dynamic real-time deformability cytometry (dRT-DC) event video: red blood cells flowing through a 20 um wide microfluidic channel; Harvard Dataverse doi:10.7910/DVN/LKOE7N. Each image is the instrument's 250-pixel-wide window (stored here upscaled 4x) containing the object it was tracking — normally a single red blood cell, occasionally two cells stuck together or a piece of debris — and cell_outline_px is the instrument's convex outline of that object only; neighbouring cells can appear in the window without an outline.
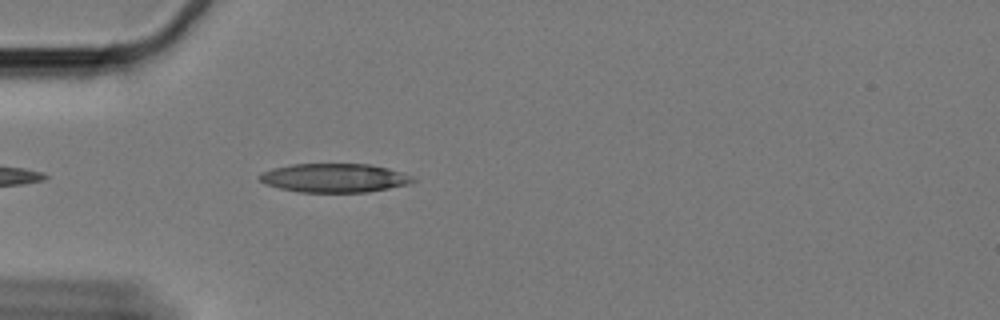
{"species": "Egyptian fruit bat (a non-hibernating species)", "species_latin": "Rousettus aegyptiacus", "temperature_condition": "cold", "stored_images_in_passage": 31, "camera_frame_rate_fps": 3000, "um_per_image_px": 0.085, "animal": {"sex": "female"}, "frame": {"image": 1, "passage_image": 4, "time_ms": 1.0, "image_size_px": [1000, 320], "cell_outline_px": [[416, 180], [408, 184], [368, 192], [300, 192], [280, 188], [268, 184], [260, 180], [256, 176], [260, 172], [272, 168], [292, 164], [368, 164], [388, 168], [412, 176]], "centroid_in_image_um": [28.39, 15.12], "position_along_channel_um": 56.6, "area_um2": 25.66}}
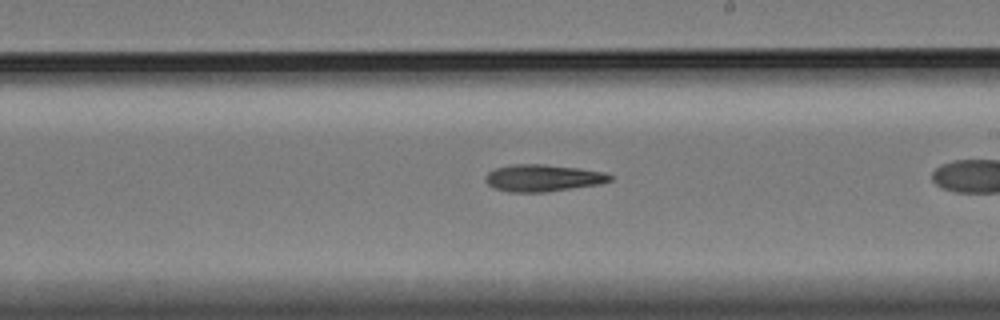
{"frame": {"image": 2, "passage_image": 18, "time_ms": 5.667, "image_size_px": [1000, 320], "cell_outline_px": [[612, 180], [600, 184], [544, 192], [508, 192], [496, 188], [488, 184], [484, 180], [484, 176], [488, 172], [496, 168], [512, 164], [544, 164], [580, 168], [604, 172], [612, 176]], "centroid_in_image_um": [46.13, 15.12], "position_along_channel_um": 242.9, "area_um2": 19.59}}
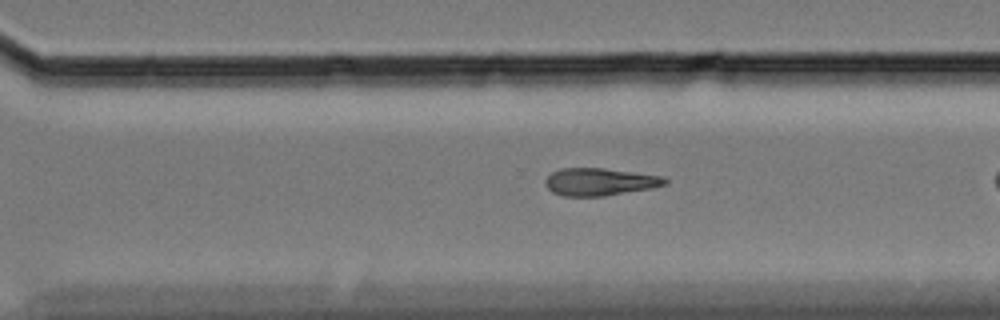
{"frame": {"image": 3, "passage_image": 25, "time_ms": 8.0, "image_size_px": [1000, 320], "cell_outline_px": [[668, 184], [652, 188], [604, 196], [564, 196], [552, 192], [544, 184], [544, 180], [552, 172], [560, 168], [604, 168], [660, 176], [668, 180]], "centroid_in_image_um": [50.95, 15.46], "position_along_channel_um": 319.7, "area_um2": 19.13}}